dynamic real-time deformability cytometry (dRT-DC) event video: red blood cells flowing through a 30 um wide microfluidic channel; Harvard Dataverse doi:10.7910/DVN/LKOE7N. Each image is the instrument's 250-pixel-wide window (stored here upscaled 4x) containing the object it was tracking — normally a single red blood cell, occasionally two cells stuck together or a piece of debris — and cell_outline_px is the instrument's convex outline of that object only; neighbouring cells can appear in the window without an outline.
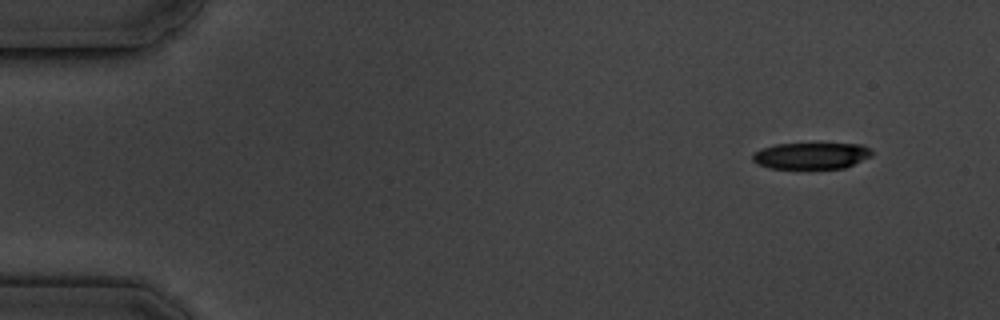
{"species": "common noctule bat (a hibernating species)", "species_latin": "Nyctalus noctula", "temperature_condition": "cold", "stored_images_in_passage": 10, "camera_frame_rate_fps": 3000, "um_per_image_px": 0.085, "animal": {"sex": "male", "body_mass_g": 19.5, "forearm_length_mm": 54.6}, "frame": {"image": 1, "passage_image": 1, "time_ms": 0.0, "image_size_px": [1000, 320], "cell_outline_px": [[872, 156], [844, 168], [768, 168], [756, 164], [752, 160], [752, 152], [776, 144], [864, 144], [872, 152]], "centroid_in_image_um": [68.93, 13.24], "position_along_channel_um": 16.1, "area_um2": 18.32}}
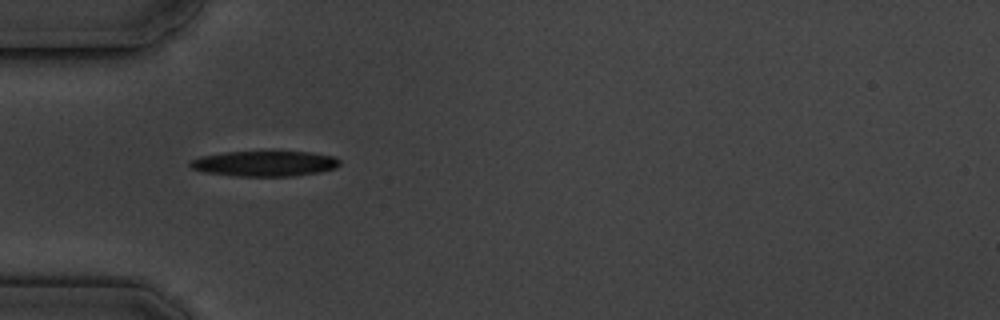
{"frame": {"image": 2, "passage_image": 5, "time_ms": 4.333, "image_size_px": [1000, 320], "cell_outline_px": [[340, 164], [336, 168], [320, 172], [292, 176], [240, 176], [204, 172], [192, 168], [188, 164], [192, 160], [200, 156], [224, 152], [312, 152], [336, 156], [340, 160]], "centroid_in_image_um": [22.54, 13.9], "position_along_channel_um": 62.5, "area_um2": 22.14}}